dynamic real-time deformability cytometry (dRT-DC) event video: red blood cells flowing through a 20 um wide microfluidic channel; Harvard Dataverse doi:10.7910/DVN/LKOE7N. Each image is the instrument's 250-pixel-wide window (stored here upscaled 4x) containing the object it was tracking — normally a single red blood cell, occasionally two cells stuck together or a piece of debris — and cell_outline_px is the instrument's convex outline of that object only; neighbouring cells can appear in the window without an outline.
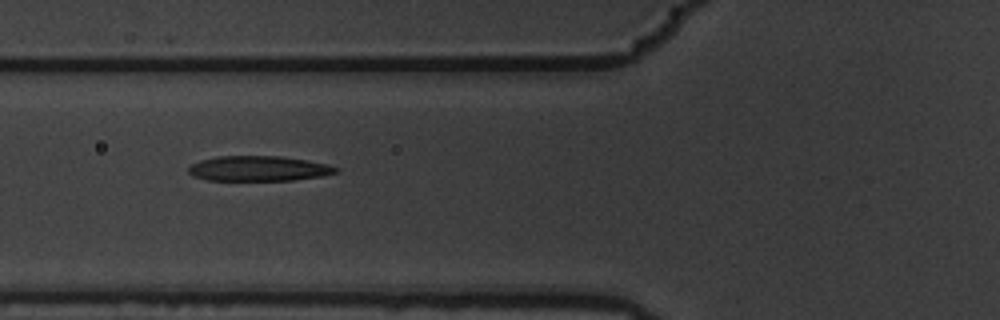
{"species": "common noctule bat (a hibernating species)", "species_latin": "Nyctalus noctula", "temperature_condition": "warm", "stored_images_in_passage": 3, "camera_frame_rate_fps": 3000, "um_per_image_px": 0.085, "animal": {"sex": "male", "body_mass_g": 19.5, "forearm_length_mm": 54.6}, "frame": {"image": 1, "passage_image": 2, "time_ms": 0.333, "image_size_px": [1000, 320], "cell_outline_px": [[340, 172], [320, 176], [292, 180], [208, 180], [192, 176], [188, 172], [188, 168], [192, 164], [200, 160], [216, 156], [280, 156], [308, 160], [328, 164], [340, 168]], "centroid_in_image_um": [22.0, 14.32], "position_along_channel_um": 103.8, "area_um2": 21.68}}
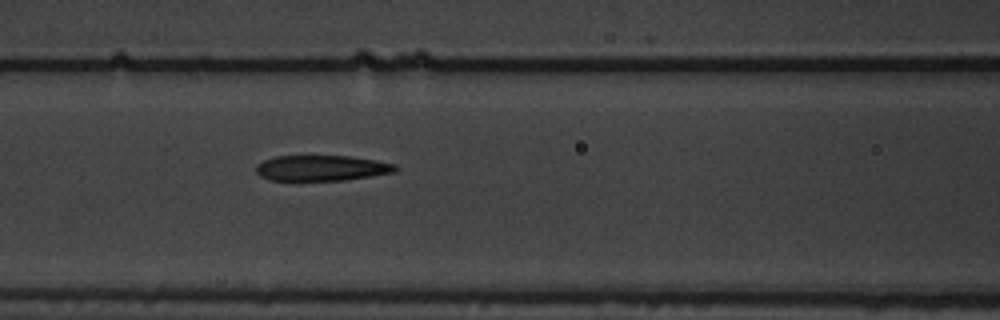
{"frame": {"image": 2, "passage_image": 3, "time_ms": 0.667, "image_size_px": [1000, 320], "cell_outline_px": [[400, 168], [396, 172], [344, 180], [268, 180], [260, 176], [256, 172], [256, 164], [264, 160], [276, 156], [348, 156], [376, 160], [396, 164]], "centroid_in_image_um": [27.35, 14.28], "position_along_channel_um": 139.2, "area_um2": 20.81}}